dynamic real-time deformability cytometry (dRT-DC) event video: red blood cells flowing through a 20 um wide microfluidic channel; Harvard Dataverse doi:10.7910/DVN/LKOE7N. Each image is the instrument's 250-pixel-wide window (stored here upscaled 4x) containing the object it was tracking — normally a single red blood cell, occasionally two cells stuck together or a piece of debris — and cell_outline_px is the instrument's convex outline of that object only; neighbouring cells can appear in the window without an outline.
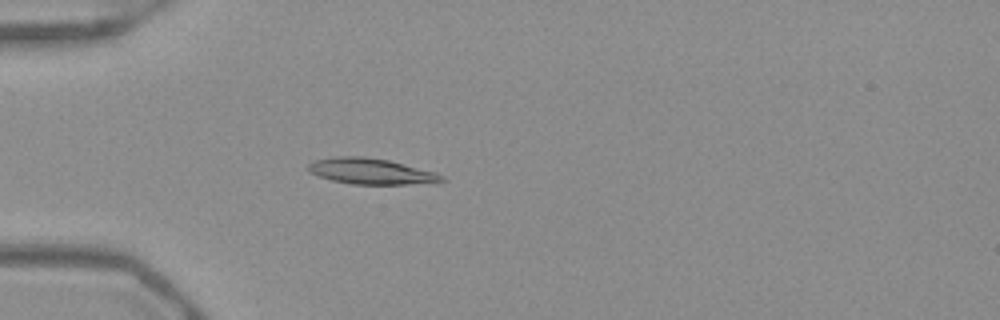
{"species": "Egyptian fruit bat (a non-hibernating species)", "species_latin": "Rousettus aegyptiacus", "temperature_condition": "warm", "stored_images_in_passage": 47, "camera_frame_rate_fps": 3000, "um_per_image_px": 0.085, "frame": {"image": 1, "passage_image": 11, "time_ms": 3.333, "image_size_px": [1000, 320], "cell_outline_px": [[444, 180], [436, 184], [352, 184], [332, 180], [308, 172], [308, 164], [312, 160], [336, 156], [364, 156], [388, 160], [436, 172], [444, 176]], "centroid_in_image_um": [31.56, 14.56], "position_along_channel_um": 53.4, "area_um2": 20.35}}
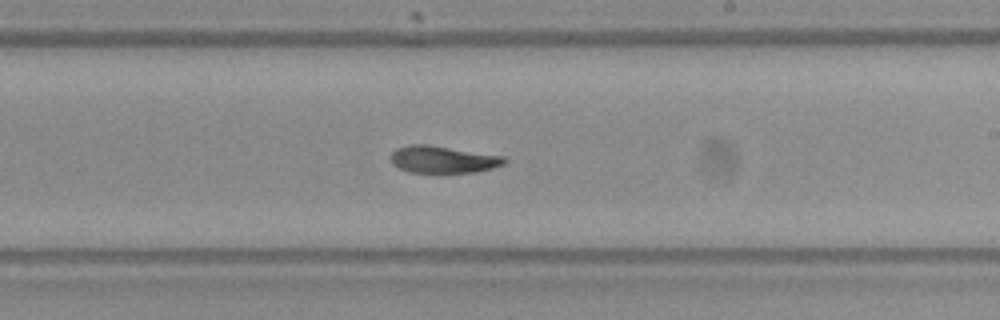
{"frame": {"image": 2, "passage_image": 27, "time_ms": 8.667, "image_size_px": [1000, 320], "cell_outline_px": [[508, 160], [504, 164], [492, 168], [476, 172], [408, 172], [392, 164], [392, 152], [396, 148], [408, 144], [428, 144], [504, 156]], "centroid_in_image_um": [37.66, 13.54], "position_along_channel_um": 251.3, "area_um2": 17.92}}
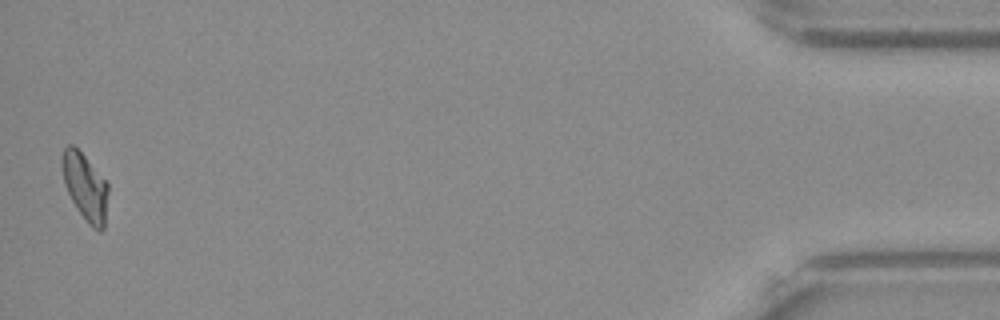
{"frame": {"image": 3, "passage_image": 47, "time_ms": 15.333, "image_size_px": [1000, 320], "cell_outline_px": [[108, 192], [104, 228], [100, 232], [92, 228], [88, 224], [76, 208], [68, 192], [64, 180], [60, 164], [60, 156], [64, 148], [68, 144], [72, 144], [84, 156], [108, 184]], "centroid_in_image_um": [7.22, 15.89], "position_along_channel_um": 428.0, "area_um2": 17.92}, "authors_computed_cell_mechanics": {"area_um2": 18.9006, "velocity_mm_per_s": 3.9306, "shape_relaxation_time_tau1_ms": 5.781, "shape_relaxation_time_tau2_ms": 4.6889, "deformation_change_tau1": 0.1892, "deformation_change_tau2": 0.0724}}